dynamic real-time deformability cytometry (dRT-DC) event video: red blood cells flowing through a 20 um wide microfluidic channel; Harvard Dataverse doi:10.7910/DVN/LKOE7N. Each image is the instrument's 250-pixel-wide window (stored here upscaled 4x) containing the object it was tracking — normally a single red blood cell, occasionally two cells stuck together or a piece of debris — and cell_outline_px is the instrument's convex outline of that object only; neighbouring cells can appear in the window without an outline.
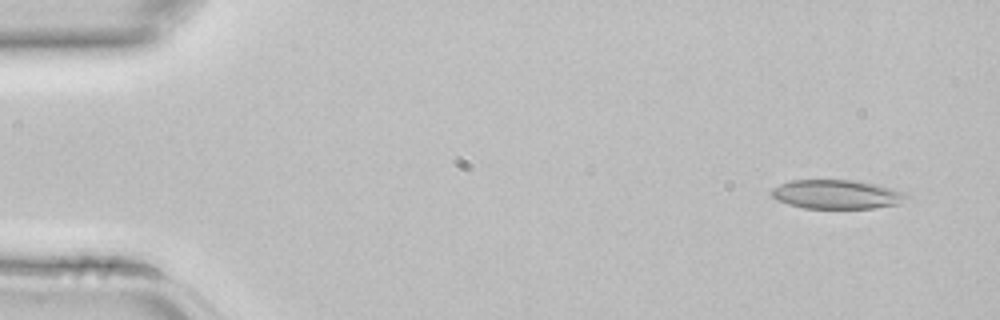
{"species": "common noctule bat (a hibernating species)", "species_latin": "Nyctalus noctula", "temperature_condition": "room temperature", "stored_images_in_passage": 4, "camera_frame_rate_fps": 3000, "um_per_image_px": 0.085, "animal": {"sex": "female", "body_mass_g": 22.7, "forearm_length_mm": 54.2}, "frame": {"image": 1, "passage_image": 1, "time_ms": 0.0, "image_size_px": [1000, 320], "cell_outline_px": [[912, 196], [900, 204], [872, 208], [804, 208], [788, 204], [776, 200], [768, 192], [772, 188], [780, 184], [792, 180], [856, 180], [904, 192]], "centroid_in_image_um": [71.1, 16.52], "position_along_channel_um": 13.9, "area_um2": 22.89}}
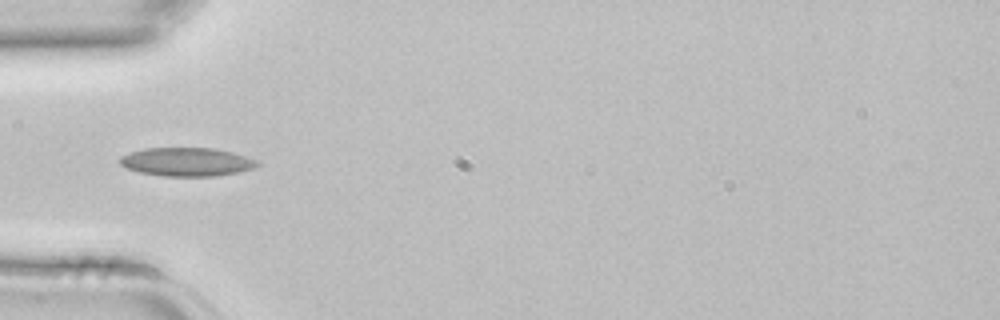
{"frame": {"image": 2, "passage_image": 4, "time_ms": 1.0, "image_size_px": [1000, 320], "cell_outline_px": [[264, 164], [240, 172], [216, 176], [164, 176], [140, 172], [128, 168], [120, 164], [120, 156], [144, 148], [216, 148], [232, 152], [260, 160]], "centroid_in_image_um": [15.96, 13.76], "position_along_channel_um": 69.0, "area_um2": 23.0}}